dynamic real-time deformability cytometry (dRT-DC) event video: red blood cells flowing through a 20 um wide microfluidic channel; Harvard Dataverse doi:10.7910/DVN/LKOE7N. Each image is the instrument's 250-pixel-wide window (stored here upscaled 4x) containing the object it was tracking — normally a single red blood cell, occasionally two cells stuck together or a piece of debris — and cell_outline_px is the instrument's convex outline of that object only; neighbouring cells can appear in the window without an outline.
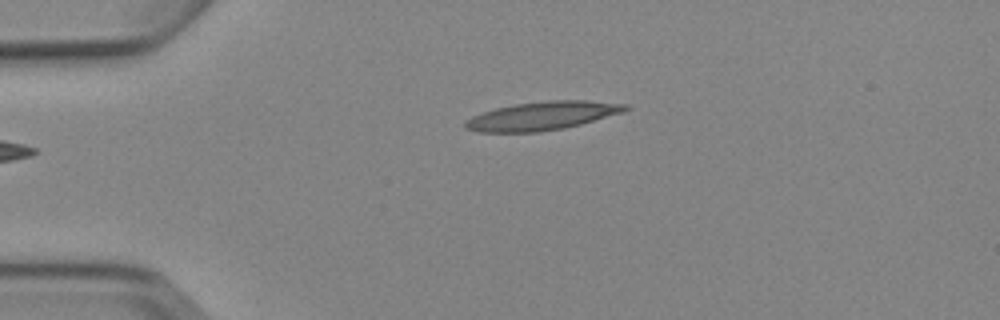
{"species": "Egyptian fruit bat (a non-hibernating species)", "species_latin": "Rousettus aegyptiacus", "temperature_condition": "cold", "stored_images_in_passage": 3, "camera_frame_rate_fps": 3000, "um_per_image_px": 0.085, "animal": {"sex": "female"}, "frame": {"image": 1, "passage_image": 3, "time_ms": 2.333, "image_size_px": [1000, 320], "cell_outline_px": [[632, 108], [624, 112], [580, 124], [564, 128], [540, 132], [480, 132], [464, 128], [464, 120], [472, 116], [496, 108], [516, 104], [548, 100], [588, 100], [628, 104]], "centroid_in_image_um": [46.12, 9.84], "position_along_channel_um": 38.9, "area_um2": 26.65}}